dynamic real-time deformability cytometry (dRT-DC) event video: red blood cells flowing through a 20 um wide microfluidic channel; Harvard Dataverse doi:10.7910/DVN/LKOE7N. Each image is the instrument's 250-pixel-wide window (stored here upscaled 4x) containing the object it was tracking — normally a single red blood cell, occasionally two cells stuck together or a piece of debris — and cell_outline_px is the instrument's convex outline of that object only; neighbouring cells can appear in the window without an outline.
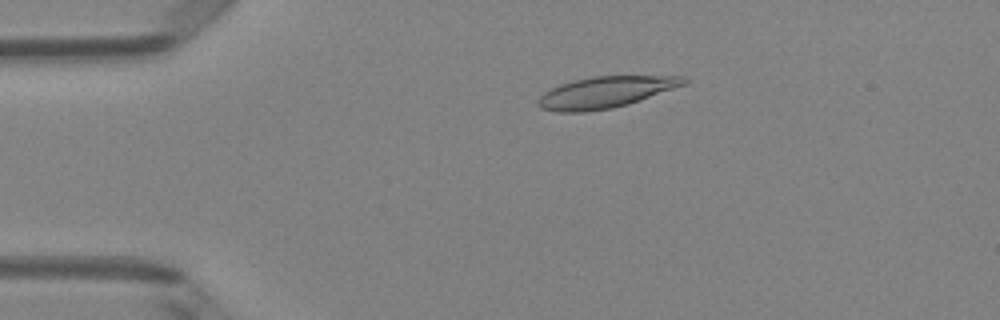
{"species": "Egyptian fruit bat (a non-hibernating species)", "species_latin": "Rousettus aegyptiacus", "temperature_condition": "room temperature", "stored_images_in_passage": 50, "camera_frame_rate_fps": 3000, "um_per_image_px": 0.085, "animal": {"sex": "female"}, "frame": {"image": 1, "passage_image": 10, "time_ms": 3.0, "image_size_px": [1000, 320], "cell_outline_px": [[688, 84], [628, 104], [612, 108], [584, 112], [556, 112], [540, 108], [536, 104], [536, 100], [544, 92], [560, 84], [572, 80], [592, 76], [684, 76], [688, 80]], "centroid_in_image_um": [51.45, 7.84], "position_along_channel_um": 33.5, "area_um2": 26.82}}
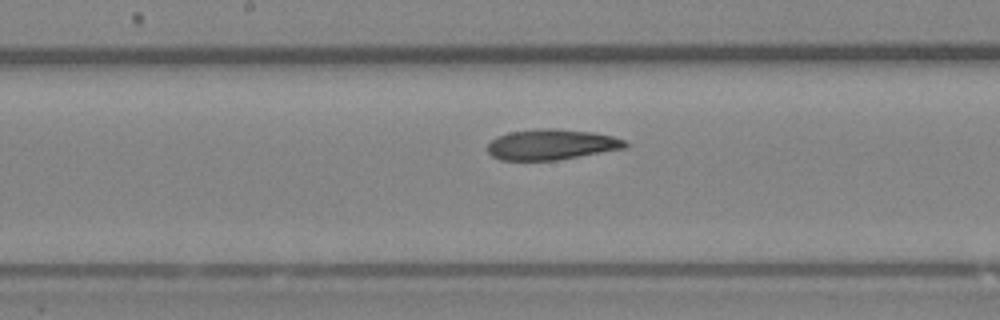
{"frame": {"image": 2, "passage_image": 26, "time_ms": 8.333, "image_size_px": [1000, 320], "cell_outline_px": [[628, 148], [556, 160], [500, 160], [492, 156], [488, 152], [488, 144], [496, 136], [508, 132], [540, 128], [556, 128], [592, 132], [612, 136], [624, 140], [628, 144]], "centroid_in_image_um": [46.87, 12.28], "position_along_channel_um": 201.3, "area_um2": 24.62}}
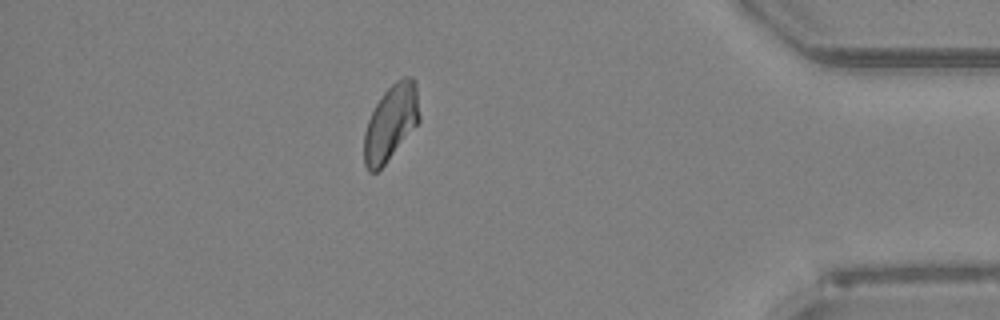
{"frame": {"image": 3, "passage_image": 44, "time_ms": 14.333, "image_size_px": [1000, 320], "cell_outline_px": [[420, 120], [384, 164], [376, 172], [368, 172], [364, 164], [364, 132], [368, 120], [376, 104], [384, 92], [396, 80], [404, 76], [412, 76], [416, 80], [420, 116]], "centroid_in_image_um": [33.22, 10.39], "position_along_channel_um": 402.0, "area_um2": 24.22}, "authors_computed_cell_mechanics": {"area_um2": 25.2297, "velocity_mm_per_s": 4.0056, "shape_relaxation_time_tau1_ms": null, "shape_relaxation_time_tau2_ms": 2.8407, "deformation_change_tau1": null, "deformation_change_tau2": 0.0934}}